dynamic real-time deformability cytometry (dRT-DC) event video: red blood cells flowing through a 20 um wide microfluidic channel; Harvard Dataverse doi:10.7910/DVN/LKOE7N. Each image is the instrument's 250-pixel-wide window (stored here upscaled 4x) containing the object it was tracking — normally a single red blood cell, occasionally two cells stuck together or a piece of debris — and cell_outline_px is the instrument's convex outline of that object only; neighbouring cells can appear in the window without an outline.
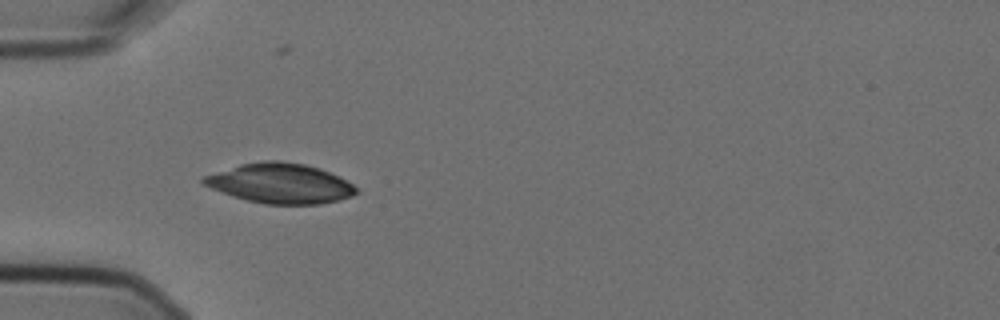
{"species": "Egyptian fruit bat (a non-hibernating species)", "species_latin": "Rousettus aegyptiacus", "temperature_condition": "cold", "stored_images_in_passage": 5, "camera_frame_rate_fps": 3000, "um_per_image_px": 0.085, "animal": {"sex": "female"}, "frame": {"image": 1, "passage_image": 4, "time_ms": 1.0, "image_size_px": [1000, 320], "cell_outline_px": [[360, 192], [352, 196], [320, 204], [264, 204], [232, 196], [200, 184], [200, 180], [204, 176], [240, 164], [264, 160], [280, 160], [304, 164], [320, 168], [352, 184]], "centroid_in_image_um": [23.78, 15.58], "position_along_channel_um": 61.2, "area_um2": 35.37}}
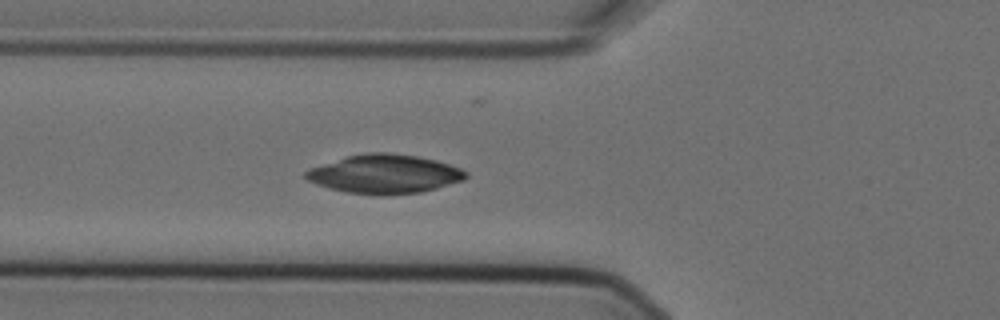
{"frame": {"image": 2, "passage_image": 5, "time_ms": 1.333, "image_size_px": [1000, 320], "cell_outline_px": [[468, 176], [464, 180], [436, 188], [420, 192], [348, 192], [316, 184], [308, 180], [304, 176], [304, 172], [312, 168], [348, 156], [368, 152], [392, 152], [416, 156], [436, 160], [460, 168], [468, 172]], "centroid_in_image_um": [32.73, 14.74], "position_along_channel_um": 93.1, "area_um2": 34.97}}